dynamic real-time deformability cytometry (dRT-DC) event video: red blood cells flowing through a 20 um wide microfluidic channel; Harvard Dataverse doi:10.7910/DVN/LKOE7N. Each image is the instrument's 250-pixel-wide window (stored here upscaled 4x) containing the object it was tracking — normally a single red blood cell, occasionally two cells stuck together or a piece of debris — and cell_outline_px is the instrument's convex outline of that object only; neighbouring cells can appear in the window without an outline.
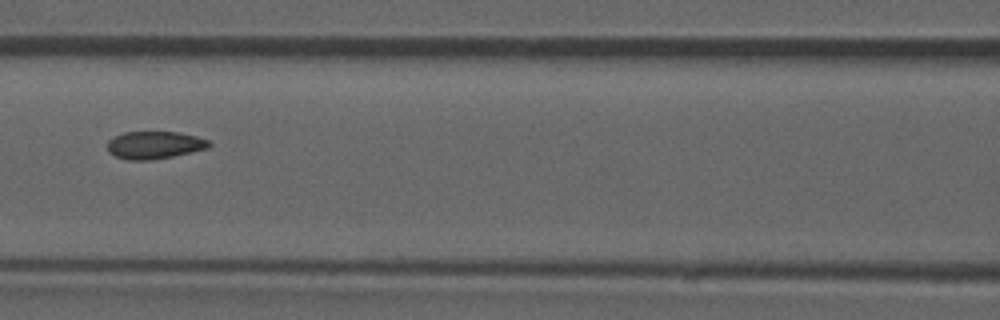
{"species": "common noctule bat (a hibernating species)", "species_latin": "Nyctalus noctula", "temperature_condition": "room temperature", "stored_images_in_passage": 15, "camera_frame_rate_fps": 3000, "um_per_image_px": 0.085, "animal": {"sex": "male", "forearm_length_mm": 52.5}, "frame": {"image": 1, "passage_image": 7, "time_ms": 2.0, "image_size_px": [1000, 320], "cell_outline_px": [[212, 144], [208, 148], [172, 156], [152, 160], [128, 160], [116, 156], [108, 152], [108, 140], [112, 136], [124, 132], [176, 132], [196, 136], [208, 140]], "centroid_in_image_um": [13.1, 12.32], "position_along_channel_um": 153.5, "area_um2": 16.3}}